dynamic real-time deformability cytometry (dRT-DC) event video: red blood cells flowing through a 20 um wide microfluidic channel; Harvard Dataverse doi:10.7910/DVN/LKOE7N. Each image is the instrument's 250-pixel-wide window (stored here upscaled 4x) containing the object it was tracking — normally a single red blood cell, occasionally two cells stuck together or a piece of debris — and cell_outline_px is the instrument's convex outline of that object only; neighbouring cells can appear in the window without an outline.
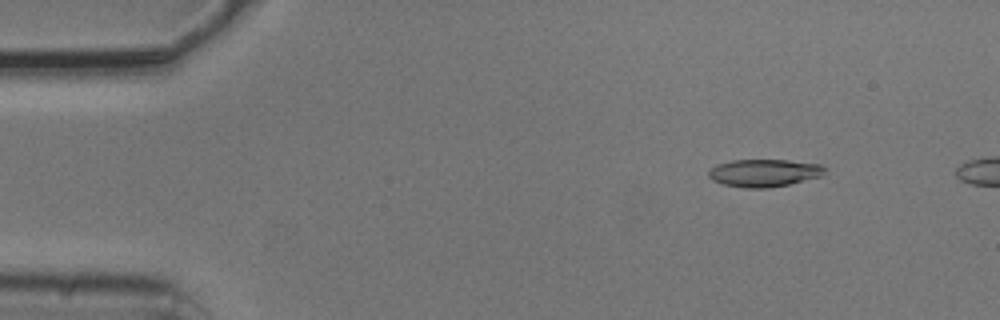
{"species": "common noctule bat (a hibernating species)", "species_latin": "Nyctalus noctula", "temperature_condition": "cold", "stored_images_in_passage": 3, "camera_frame_rate_fps": 3000, "um_per_image_px": 0.085, "animal": {"sex": "male", "body_mass_g": 20.5, "forearm_length_mm": 52.5}, "frame": {"image": 1, "passage_image": 2, "time_ms": 0.333, "image_size_px": [1000, 320], "cell_outline_px": [[824, 172], [820, 176], [788, 184], [768, 188], [744, 188], [724, 184], [712, 180], [708, 176], [708, 172], [716, 164], [732, 160], [788, 160], [820, 164], [824, 168]], "centroid_in_image_um": [64.9, 14.69], "position_along_channel_um": 20.1, "area_um2": 18.5}}